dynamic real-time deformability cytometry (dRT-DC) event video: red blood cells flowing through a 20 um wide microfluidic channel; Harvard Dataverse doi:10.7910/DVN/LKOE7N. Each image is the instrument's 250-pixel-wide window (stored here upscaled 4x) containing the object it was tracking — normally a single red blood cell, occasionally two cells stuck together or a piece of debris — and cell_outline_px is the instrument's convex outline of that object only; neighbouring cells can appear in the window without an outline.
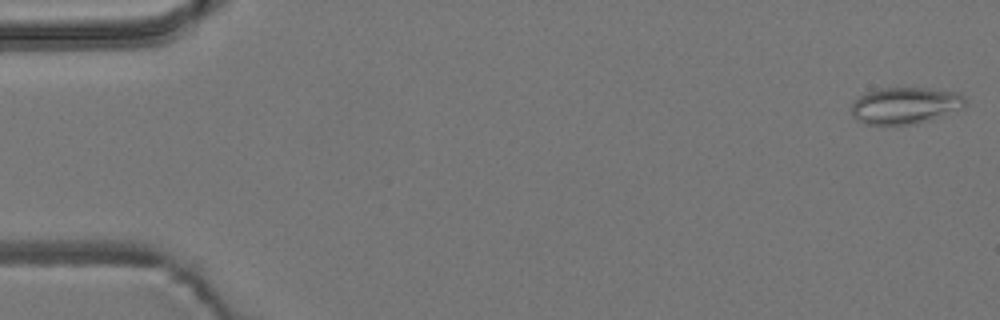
{"species": "common noctule bat (a hibernating species)", "species_latin": "Nyctalus noctula", "temperature_condition": "room temperature", "stored_images_in_passage": 5, "camera_frame_rate_fps": 3000, "um_per_image_px": 0.085, "animal": {"sex": "male", "body_mass_g": 19.2, "forearm_length_mm": 51.8}, "frame": {"image": 1, "passage_image": 1, "time_ms": 0.0, "image_size_px": [1000, 320], "cell_outline_px": [[964, 108], [932, 120], [916, 124], [864, 124], [856, 120], [852, 116], [852, 104], [864, 92], [880, 88], [924, 88], [960, 92], [964, 96]], "centroid_in_image_um": [76.95, 8.97], "position_along_channel_um": 8.0, "area_um2": 24.51}}